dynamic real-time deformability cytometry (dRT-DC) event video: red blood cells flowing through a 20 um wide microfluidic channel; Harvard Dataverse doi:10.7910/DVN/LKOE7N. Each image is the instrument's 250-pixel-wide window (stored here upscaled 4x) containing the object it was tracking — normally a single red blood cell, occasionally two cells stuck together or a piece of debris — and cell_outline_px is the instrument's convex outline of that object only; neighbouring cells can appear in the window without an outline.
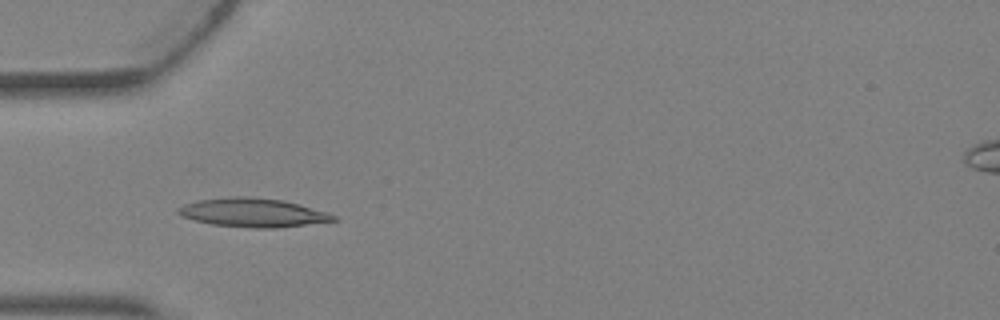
{"species": "Egyptian fruit bat (a non-hibernating species)", "species_latin": "Rousettus aegyptiacus", "temperature_condition": "warm", "stored_images_in_passage": 2, "camera_frame_rate_fps": 3000, "um_per_image_px": 0.085, "animal": {"sex": "female"}, "frame": {"image": 1, "passage_image": 2, "time_ms": 0.333, "image_size_px": [1000, 320], "cell_outline_px": [[336, 220], [280, 228], [248, 228], [212, 224], [180, 216], [176, 212], [176, 208], [184, 204], [200, 200], [232, 196], [252, 196], [284, 200], [300, 204], [328, 212], [336, 216]], "centroid_in_image_um": [21.49, 18.07], "position_along_channel_um": 63.5, "area_um2": 26.24}}